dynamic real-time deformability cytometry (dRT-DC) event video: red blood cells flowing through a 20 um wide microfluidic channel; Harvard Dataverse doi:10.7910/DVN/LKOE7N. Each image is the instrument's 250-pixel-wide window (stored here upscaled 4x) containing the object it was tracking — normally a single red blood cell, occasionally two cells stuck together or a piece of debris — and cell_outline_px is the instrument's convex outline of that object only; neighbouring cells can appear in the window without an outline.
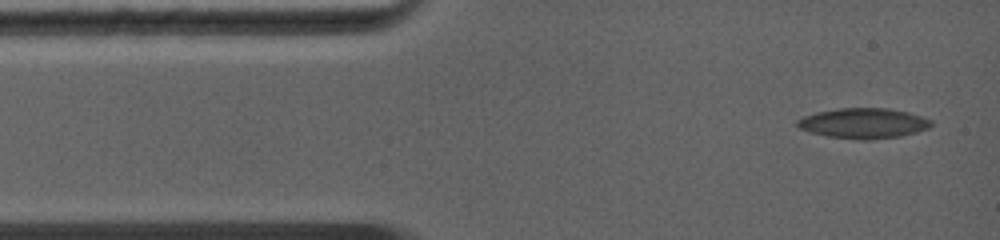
{"species": "common noctule bat (a hibernating species)", "species_latin": "Nyctalus noctula", "temperature_condition": "warm", "stored_images_in_passage": 26, "segment_of_instrument_passage": [1, 2], "camera_frame_rate_fps": 5000, "um_per_image_px": 0.085, "animal": {"sex": "female", "body_mass_g": 19.0, "forearm_length_mm": 56.7}, "frame": {"image": 1, "passage_image": 1, "time_ms": 0.0, "image_size_px": [1000, 240], "cell_outline_px": [[932, 124], [928, 128], [916, 132], [900, 136], [868, 140], [860, 140], [828, 136], [812, 132], [800, 128], [796, 124], [796, 120], [804, 116], [816, 112], [840, 108], [888, 108], [908, 112], [932, 120]], "centroid_in_image_um": [73.4, 10.47], "position_along_channel_um": 11.6, "area_um2": 23.47}}
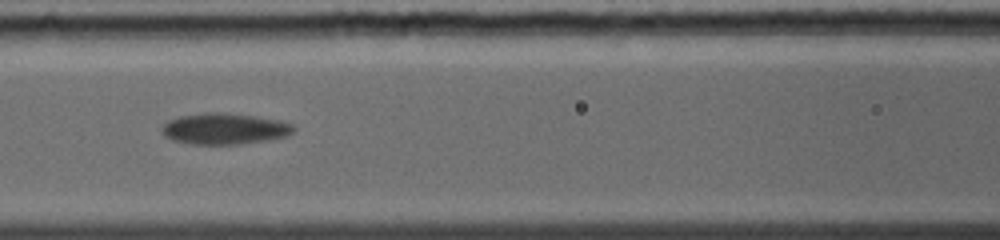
{"frame": {"image": 2, "passage_image": 8, "time_ms": 4.6, "image_size_px": [1000, 240], "cell_outline_px": [[296, 132], [288, 136], [240, 144], [192, 144], [172, 140], [164, 136], [160, 128], [168, 120], [180, 116], [204, 112], [224, 112], [256, 116], [280, 120], [292, 124], [296, 128]], "centroid_in_image_um": [19.09, 10.93], "position_along_channel_um": 147.5, "area_um2": 24.16}}
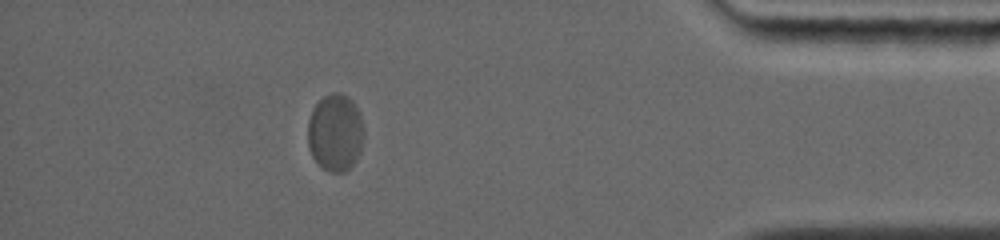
{"frame": {"image": 3, "passage_image": 19, "time_ms": 11.8, "image_size_px": [1000, 240], "cell_outline_px": [[364, 136], [360, 152], [356, 160], [344, 172], [332, 172], [324, 168], [312, 156], [308, 148], [308, 120], [312, 108], [324, 96], [332, 92], [340, 92], [348, 96], [356, 104], [360, 112], [364, 128]], "centroid_in_image_um": [28.52, 11.23], "position_along_channel_um": 406.7, "area_um2": 25.55}}